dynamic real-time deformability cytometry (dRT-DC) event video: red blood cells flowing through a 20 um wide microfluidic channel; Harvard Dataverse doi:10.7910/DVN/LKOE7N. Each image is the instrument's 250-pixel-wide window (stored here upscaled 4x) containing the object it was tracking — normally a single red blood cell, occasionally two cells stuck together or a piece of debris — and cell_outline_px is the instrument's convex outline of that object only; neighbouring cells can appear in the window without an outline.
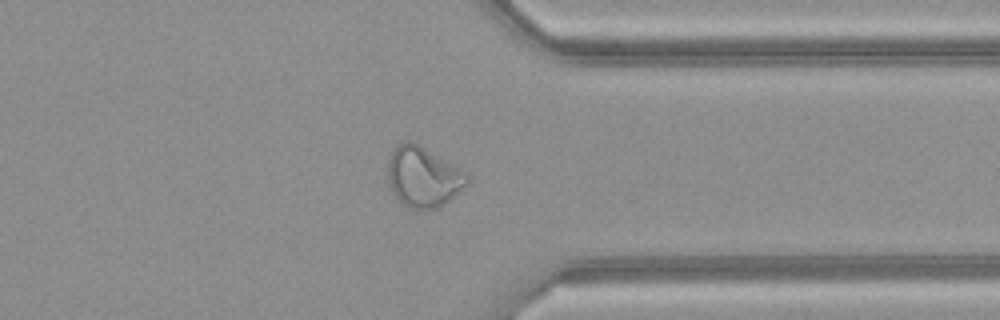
{"species": "common noctule bat (a hibernating species)", "species_latin": "Nyctalus noctula", "temperature_condition": "warm", "stored_images_in_passage": 50, "camera_frame_rate_fps": 3000, "um_per_image_px": 0.085, "animal": {"sex": "female", "body_mass_g": 21.9}, "frame": {"image": 1, "passage_image": 39, "time_ms": 12.667, "image_size_px": [1000, 320], "cell_outline_px": [[472, 176], [468, 184], [440, 208], [408, 208], [396, 196], [388, 180], [388, 160], [396, 144], [408, 140], [424, 148], [468, 172]], "centroid_in_image_um": [36.02, 15.03], "position_along_channel_um": 375.4, "area_um2": 27.69}}
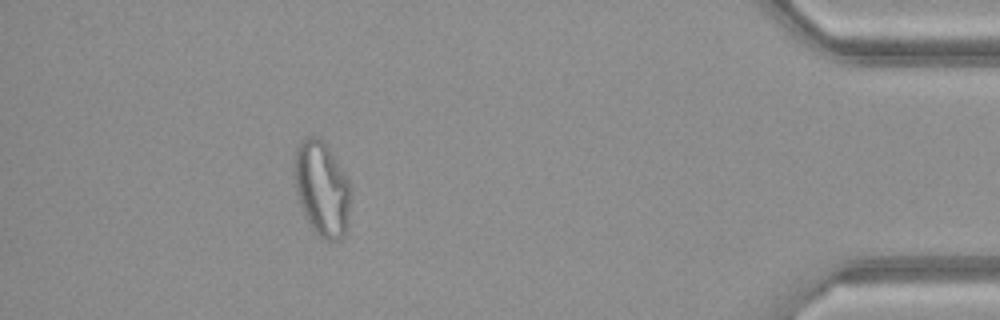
{"frame": {"image": 2, "passage_image": 45, "time_ms": 14.667, "image_size_px": [1000, 320], "cell_outline_px": [[352, 188], [348, 224], [344, 236], [340, 240], [328, 240], [320, 236], [312, 228], [300, 204], [296, 192], [292, 172], [296, 152], [300, 140], [308, 136], [320, 136], [324, 140], [348, 180]], "centroid_in_image_um": [27.36, 16.01], "position_along_channel_um": 407.8, "area_um2": 31.44}}